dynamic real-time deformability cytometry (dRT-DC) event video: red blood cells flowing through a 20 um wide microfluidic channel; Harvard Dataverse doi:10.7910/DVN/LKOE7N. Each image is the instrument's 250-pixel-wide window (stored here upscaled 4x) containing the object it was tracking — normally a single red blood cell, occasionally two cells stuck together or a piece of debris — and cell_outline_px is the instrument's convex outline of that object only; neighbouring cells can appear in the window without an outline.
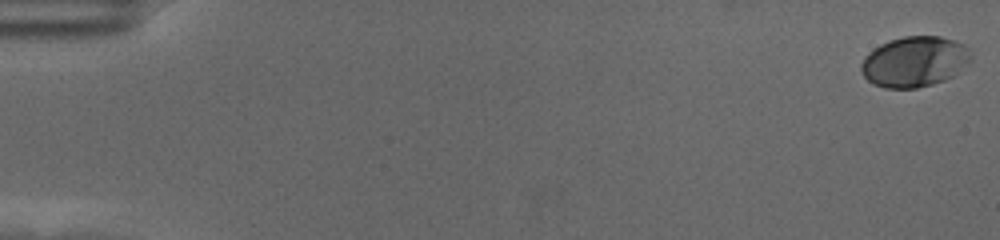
{"species": "human", "species_latin": "Homo sapiens", "temperature_condition": "cold", "stored_images_in_passage": 59, "camera_frame_rate_fps": 3000, "um_per_image_px": 0.085, "donor": {"sex": "female"}, "frame": {"image": 1, "passage_image": 1, "time_ms": 0.0, "image_size_px": [1000, 240], "cell_outline_px": [[972, 56], [952, 76], [944, 80], [932, 84], [916, 88], [884, 88], [872, 84], [864, 76], [860, 68], [860, 64], [864, 56], [868, 52], [880, 44], [888, 40], [904, 36], [940, 36], [964, 44], [968, 48]], "centroid_in_image_um": [77.67, 5.23], "position_along_channel_um": 7.3, "area_um2": 32.19}}
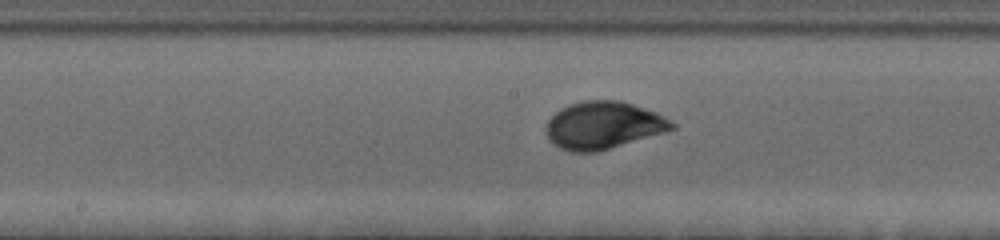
{"frame": {"image": 2, "passage_image": 32, "time_ms": 10.333, "image_size_px": [1000, 240], "cell_outline_px": [[676, 128], [664, 132], [596, 152], [568, 152], [552, 144], [548, 140], [548, 120], [560, 108], [584, 100], [620, 100], [656, 112], [664, 116], [676, 124]], "centroid_in_image_um": [51.28, 10.65], "position_along_channel_um": 196.9, "area_um2": 34.51}}
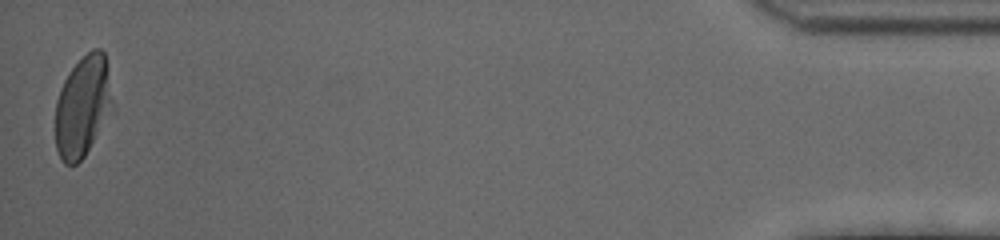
{"frame": {"image": 3, "passage_image": 59, "time_ms": 19.333, "image_size_px": [1000, 240], "cell_outline_px": [[116, 104], [84, 156], [76, 164], [64, 164], [60, 160], [56, 148], [56, 100], [60, 88], [68, 72], [92, 48], [100, 48], [104, 52]], "centroid_in_image_um": [7.06, 9.02], "position_along_channel_um": 428.1, "area_um2": 33.93}, "authors_computed_cell_mechanics": {"area_um2": 32.5414, "velocity_mm_per_s": 3.4886, "shape_relaxation_time_tau1_ms": 2.7269, "shape_relaxation_time_tau2_ms": null, "deformation_change_tau1": 0.1455, "deformation_change_tau2": null}}